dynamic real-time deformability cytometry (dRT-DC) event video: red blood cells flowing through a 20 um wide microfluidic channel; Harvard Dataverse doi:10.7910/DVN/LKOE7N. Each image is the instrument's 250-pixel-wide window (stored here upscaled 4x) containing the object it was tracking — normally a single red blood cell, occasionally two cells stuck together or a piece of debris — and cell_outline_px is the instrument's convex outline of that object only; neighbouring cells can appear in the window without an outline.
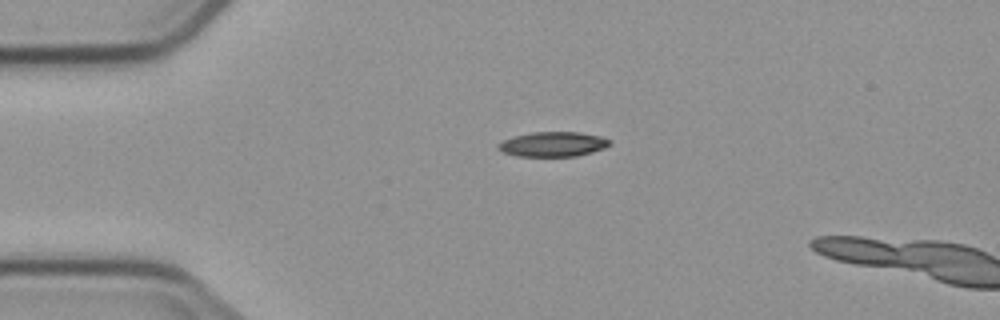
{"species": "common noctule bat (a hibernating species)", "species_latin": "Nyctalus noctula", "temperature_condition": "cold", "stored_images_in_passage": 2, "camera_frame_rate_fps": 3000, "um_per_image_px": 0.085, "animal": {"sex": "male", "body_mass_g": 23.1, "forearm_length_mm": 52.7}, "frame": {"image": 1, "passage_image": 1, "time_ms": 0.0, "image_size_px": [1000, 320], "cell_outline_px": [[612, 144], [604, 148], [592, 152], [576, 156], [520, 156], [504, 152], [496, 148], [496, 144], [504, 140], [516, 136], [532, 132], [580, 132], [600, 136], [612, 140]], "centroid_in_image_um": [47.04, 12.25], "position_along_channel_um": 38.0, "area_um2": 16.07}}